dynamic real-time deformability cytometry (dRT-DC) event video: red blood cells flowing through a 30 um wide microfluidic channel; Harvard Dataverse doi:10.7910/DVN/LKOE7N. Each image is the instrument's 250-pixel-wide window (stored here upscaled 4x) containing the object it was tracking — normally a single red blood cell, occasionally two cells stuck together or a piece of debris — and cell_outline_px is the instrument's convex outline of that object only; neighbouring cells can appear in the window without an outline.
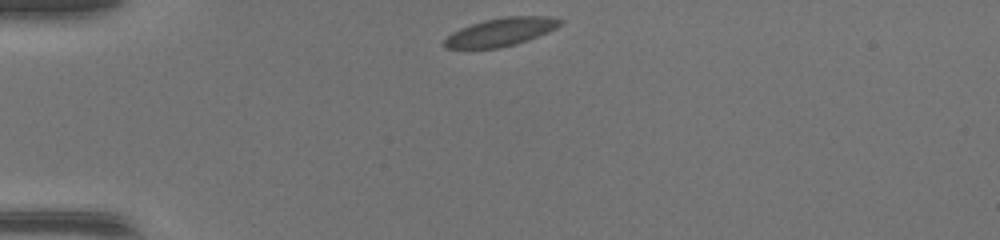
{"species": "common noctule bat (a hibernating species)", "species_latin": "Nyctalus noctula", "temperature_condition": "warm", "stored_images_in_passage": 37, "camera_frame_rate_fps": 3000, "um_per_image_px": 0.085, "animal": {"sex": "female", "body_mass_g": 17.0, "forearm_length_mm": 48.0}, "frame": {"image": 1, "passage_image": 1, "time_ms": 0.0, "image_size_px": [1000, 240], "cell_outline_px": [[564, 20], [556, 28], [548, 32], [528, 40], [516, 44], [496, 48], [444, 48], [444, 40], [452, 32], [460, 28], [484, 20], [504, 16], [552, 16]], "centroid_in_image_um": [42.59, 2.7], "position_along_channel_um": 42.4, "area_um2": 18.96}}
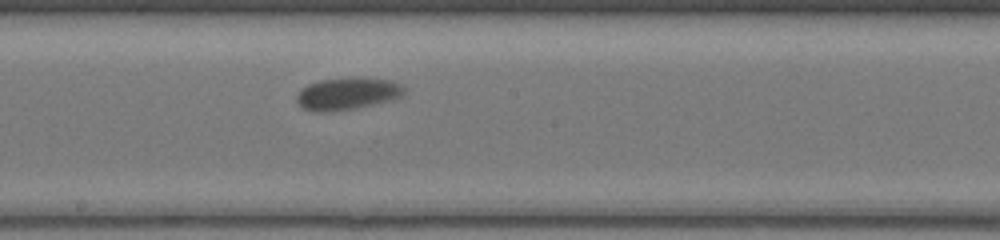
{"frame": {"image": 2, "passage_image": 16, "time_ms": 5.0, "image_size_px": [1000, 240], "cell_outline_px": [[404, 96], [392, 100], [356, 108], [324, 112], [316, 112], [304, 108], [296, 100], [296, 96], [308, 84], [320, 80], [356, 76], [360, 76], [392, 80], [400, 84], [404, 88]], "centroid_in_image_um": [29.58, 7.94], "position_along_channel_um": 218.6, "area_um2": 20.35}}
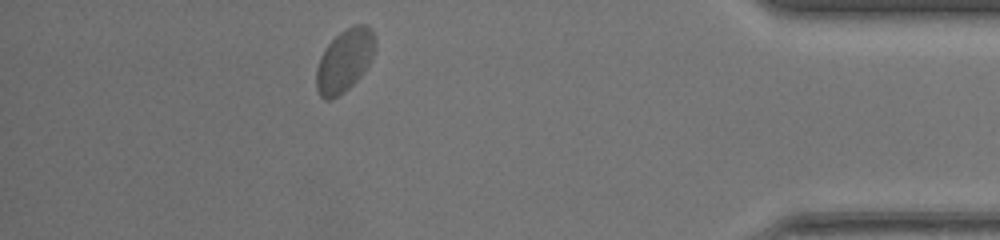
{"frame": {"image": 3, "passage_image": 32, "time_ms": 10.333, "image_size_px": [1000, 240], "cell_outline_px": [[376, 44], [372, 56], [368, 64], [360, 76], [344, 92], [332, 100], [324, 100], [320, 96], [316, 88], [316, 68], [320, 56], [328, 44], [340, 32], [356, 24], [364, 24], [376, 36]], "centroid_in_image_um": [29.26, 5.17], "position_along_channel_um": 405.9, "area_um2": 21.33}}